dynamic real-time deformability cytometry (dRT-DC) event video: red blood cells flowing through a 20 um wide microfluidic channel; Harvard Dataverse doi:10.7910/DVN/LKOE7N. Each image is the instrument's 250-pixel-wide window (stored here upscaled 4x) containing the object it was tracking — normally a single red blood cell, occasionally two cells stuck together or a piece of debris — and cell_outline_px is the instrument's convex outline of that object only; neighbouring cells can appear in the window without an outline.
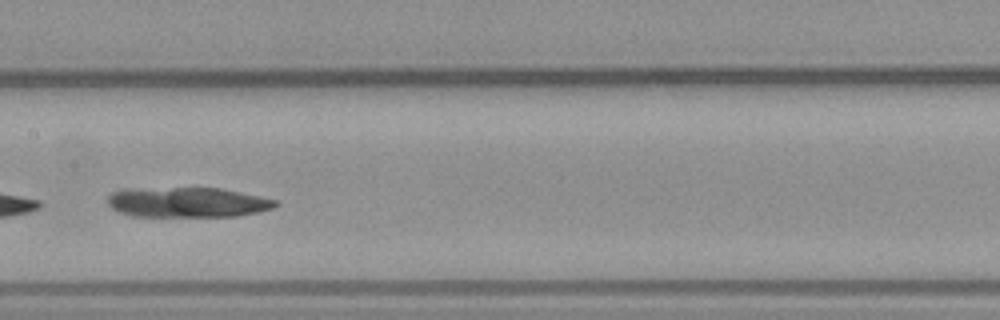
{"species": "common noctule bat (a hibernating species)", "species_latin": "Nyctalus noctula", "temperature_condition": "warm", "stored_images_in_passage": 7, "camera_frame_rate_fps": 3000, "um_per_image_px": 0.085, "animal": {"sex": "male", "body_mass_g": 23.1, "forearm_length_mm": 52.7}, "frame": {"image": 1, "passage_image": 7, "time_ms": 7.0, "image_size_px": [1000, 320], "cell_outline_px": [[280, 204], [272, 208], [256, 212], [236, 216], [132, 216], [116, 212], [108, 204], [108, 196], [112, 192], [124, 188], [220, 188], [260, 196], [276, 200]], "centroid_in_image_um": [15.88, 17.19], "position_along_channel_um": 191.5, "area_um2": 29.48}}